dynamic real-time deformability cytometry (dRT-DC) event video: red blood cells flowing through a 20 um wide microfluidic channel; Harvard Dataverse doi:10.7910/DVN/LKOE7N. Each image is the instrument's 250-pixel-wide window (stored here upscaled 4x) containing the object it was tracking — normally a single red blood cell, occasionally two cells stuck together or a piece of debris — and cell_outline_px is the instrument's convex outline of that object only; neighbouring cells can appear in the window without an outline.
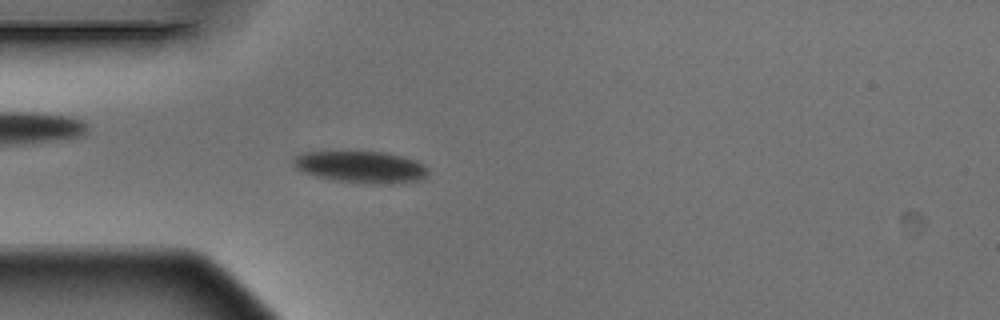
{"species": "Egyptian fruit bat (a non-hibernating species)", "species_latin": "Rousettus aegyptiacus", "temperature_condition": "warm", "stored_images_in_passage": 5, "camera_frame_rate_fps": 3000, "um_per_image_px": 0.085, "animal": {"sex": "male"}, "frame": {"image": 1, "passage_image": 5, "time_ms": 1.333, "image_size_px": [1000, 320], "cell_outline_px": [[428, 176], [424, 180], [380, 184], [368, 184], [336, 180], [316, 176], [304, 172], [296, 168], [292, 164], [292, 160], [296, 156], [304, 152], [384, 152], [416, 160], [424, 164], [428, 168]], "centroid_in_image_um": [30.72, 14.2], "position_along_channel_um": 54.3, "area_um2": 24.91}}